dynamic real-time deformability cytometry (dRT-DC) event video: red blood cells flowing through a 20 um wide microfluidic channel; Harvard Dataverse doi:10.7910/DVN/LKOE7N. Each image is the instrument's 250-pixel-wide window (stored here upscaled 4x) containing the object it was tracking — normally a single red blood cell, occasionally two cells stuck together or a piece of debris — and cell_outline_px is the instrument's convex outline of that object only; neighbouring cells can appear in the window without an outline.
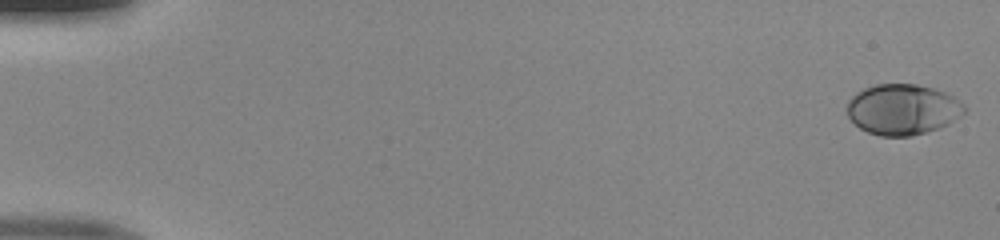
{"species": "human", "species_latin": "Homo sapiens", "temperature_condition": "room temperature", "stored_images_in_passage": 50, "camera_frame_rate_fps": 3000, "um_per_image_px": 0.085, "donor": {"sex": "male"}, "frame": {"image": 1, "passage_image": 1, "time_ms": 0.0, "image_size_px": [1000, 240], "cell_outline_px": [[968, 108], [960, 116], [948, 124], [940, 128], [912, 136], [880, 136], [868, 132], [860, 128], [848, 116], [848, 100], [856, 92], [864, 88], [876, 84], [916, 84], [932, 88], [944, 92], [952, 96], [964, 104]], "centroid_in_image_um": [76.74, 9.3], "position_along_channel_um": 8.3, "area_um2": 34.62}}
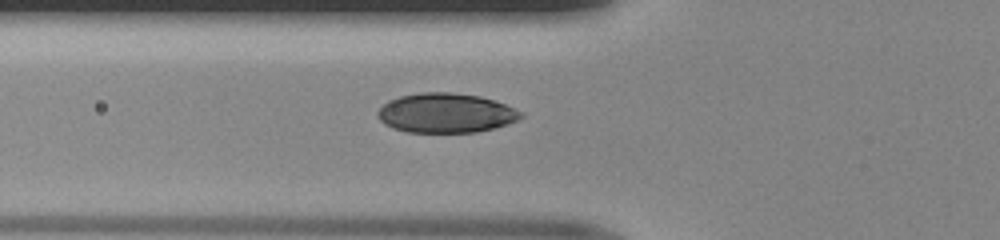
{"frame": {"image": 2, "passage_image": 19, "time_ms": 6.0, "image_size_px": [1000, 240], "cell_outline_px": [[524, 116], [508, 124], [476, 132], [408, 132], [392, 128], [384, 124], [376, 116], [376, 112], [388, 100], [400, 96], [420, 92], [448, 92], [480, 96], [504, 104], [524, 112]], "centroid_in_image_um": [37.87, 9.6], "position_along_channel_um": 87.9, "area_um2": 33.0}}
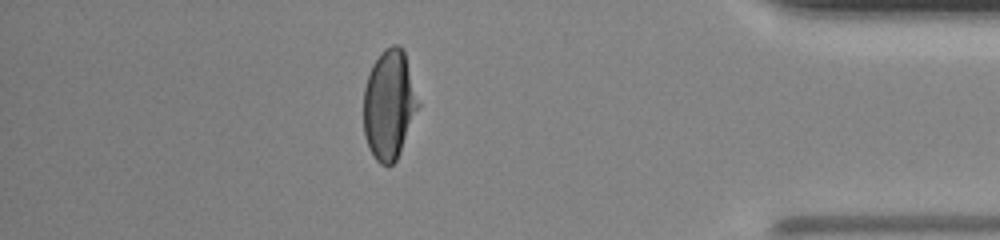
{"frame": {"image": 3, "passage_image": 44, "time_ms": 14.333, "image_size_px": [1000, 240], "cell_outline_px": [[420, 104], [400, 152], [396, 160], [392, 164], [380, 164], [376, 160], [368, 148], [364, 136], [364, 88], [372, 64], [384, 48], [392, 44], [396, 44], [404, 52]], "centroid_in_image_um": [33.06, 8.9], "position_along_channel_um": 402.1, "area_um2": 34.62}}